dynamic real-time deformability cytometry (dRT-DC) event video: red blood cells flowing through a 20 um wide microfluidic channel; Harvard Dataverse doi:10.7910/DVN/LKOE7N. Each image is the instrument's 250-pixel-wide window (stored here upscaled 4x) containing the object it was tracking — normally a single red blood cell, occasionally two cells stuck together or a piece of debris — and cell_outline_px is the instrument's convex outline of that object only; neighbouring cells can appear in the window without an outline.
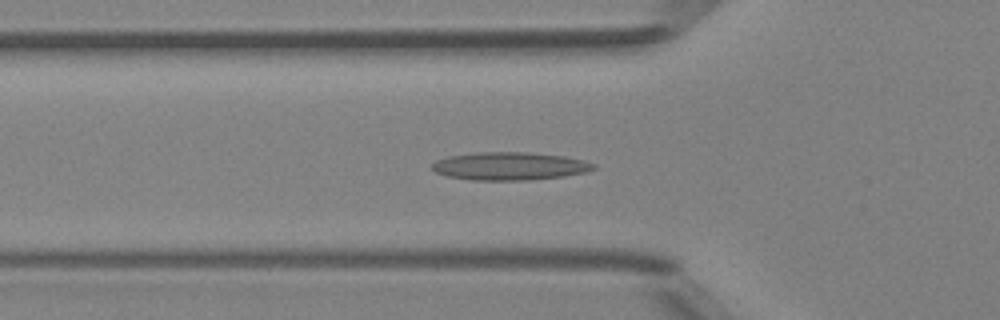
{"species": "Egyptian fruit bat (a non-hibernating species)", "species_latin": "Rousettus aegyptiacus", "temperature_condition": "room temperature", "stored_images_in_passage": 49, "camera_frame_rate_fps": 3000, "um_per_image_px": 0.085, "animal": {"sex": "female"}, "frame": {"image": 1, "passage_image": 16, "time_ms": 5.0, "image_size_px": [1000, 320], "cell_outline_px": [[596, 168], [588, 172], [564, 176], [528, 180], [472, 180], [448, 176], [436, 172], [432, 168], [432, 164], [436, 160], [448, 156], [480, 152], [524, 152], [564, 156], [584, 160], [596, 164]], "centroid_in_image_um": [43.35, 14.12], "position_along_channel_um": 82.4, "area_um2": 26.3}}
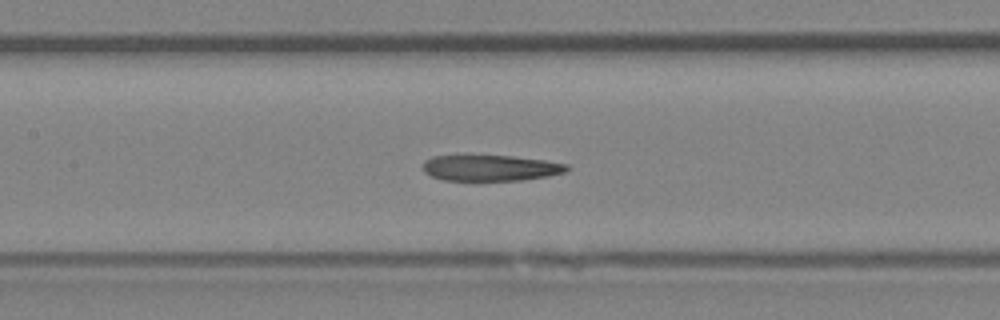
{"frame": {"image": 2, "passage_image": 22, "time_ms": 7.0, "image_size_px": [1000, 320], "cell_outline_px": [[568, 172], [548, 176], [520, 180], [444, 180], [432, 176], [424, 172], [424, 160], [432, 156], [512, 156], [544, 160], [568, 164]], "centroid_in_image_um": [41.72, 14.27], "position_along_channel_um": 165.7, "area_um2": 21.56}}
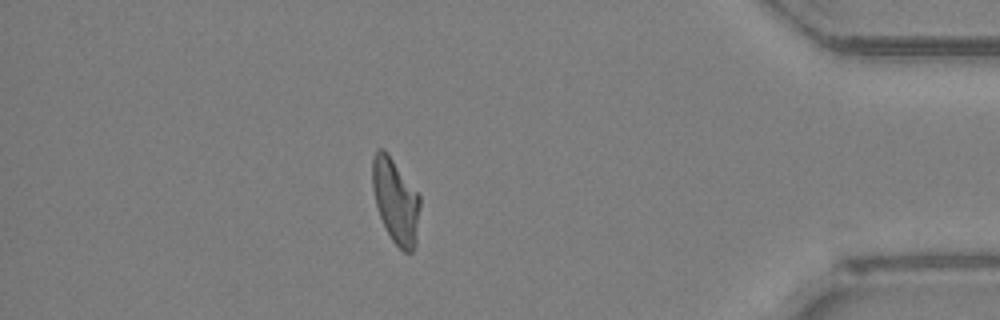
{"frame": {"image": 3, "passage_image": 42, "time_ms": 13.667, "image_size_px": [1000, 320], "cell_outline_px": [[420, 204], [416, 244], [412, 252], [404, 252], [392, 240], [380, 216], [376, 204], [372, 188], [372, 156], [376, 148], [384, 148], [388, 152], [420, 196]], "centroid_in_image_um": [33.62, 17.03], "position_along_channel_um": 401.6, "area_um2": 23.52}, "authors_computed_cell_mechanics": {"area_um2": 23.8714, "velocity_mm_per_s": 4.1604, "shape_relaxation_time_tau1_ms": null, "shape_relaxation_time_tau2_ms": 3.9293, "deformation_change_tau1": null, "deformation_change_tau2": 0.1478}}